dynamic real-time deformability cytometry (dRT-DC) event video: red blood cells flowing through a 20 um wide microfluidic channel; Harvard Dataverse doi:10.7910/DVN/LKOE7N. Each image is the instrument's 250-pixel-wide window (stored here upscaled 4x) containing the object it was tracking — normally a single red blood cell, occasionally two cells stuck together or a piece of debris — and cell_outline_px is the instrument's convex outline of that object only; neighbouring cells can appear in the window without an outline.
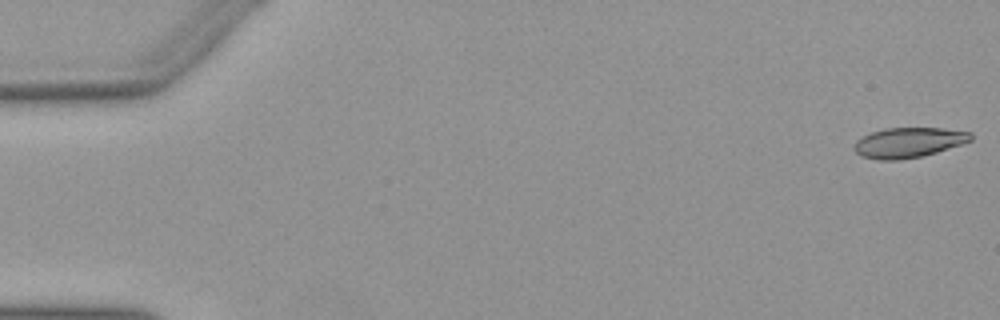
{"species": "Egyptian fruit bat (a non-hibernating species)", "species_latin": "Rousettus aegyptiacus", "temperature_condition": "warm", "stored_images_in_passage": 7, "camera_frame_rate_fps": 3000, "um_per_image_px": 0.085, "animal": {"sex": "female"}, "frame": {"image": 1, "passage_image": 1, "time_ms": 0.0, "image_size_px": [1000, 320], "cell_outline_px": [[972, 140], [964, 144], [936, 152], [920, 156], [900, 160], [876, 160], [860, 156], [852, 148], [856, 140], [872, 132], [884, 128], [940, 128], [972, 132]], "centroid_in_image_um": [77.22, 12.12], "position_along_channel_um": 7.8, "area_um2": 20.58}}